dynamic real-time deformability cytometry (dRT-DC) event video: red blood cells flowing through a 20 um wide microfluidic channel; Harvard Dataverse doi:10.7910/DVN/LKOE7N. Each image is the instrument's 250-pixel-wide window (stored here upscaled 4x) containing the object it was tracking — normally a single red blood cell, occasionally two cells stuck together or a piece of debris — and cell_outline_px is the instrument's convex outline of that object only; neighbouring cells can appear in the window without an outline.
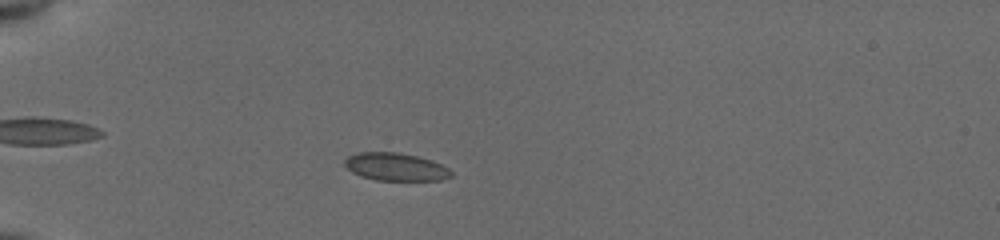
{"species": "common noctule bat (a hibernating species)", "species_latin": "Nyctalus noctula", "temperature_condition": "cold", "stored_images_in_passage": 48, "camera_frame_rate_fps": 3000, "um_per_image_px": 0.085, "animal": {"sex": "female", "body_mass_g": 19.5, "forearm_length_mm": 54.1}, "frame": {"image": 1, "passage_image": 11, "time_ms": 3.333, "image_size_px": [1000, 240], "cell_outline_px": [[452, 176], [440, 180], [376, 180], [360, 176], [352, 172], [344, 164], [344, 160], [348, 156], [360, 152], [396, 152], [416, 156], [432, 160], [448, 168], [452, 172]], "centroid_in_image_um": [33.62, 14.18], "position_along_channel_um": 51.4, "area_um2": 17.17}}
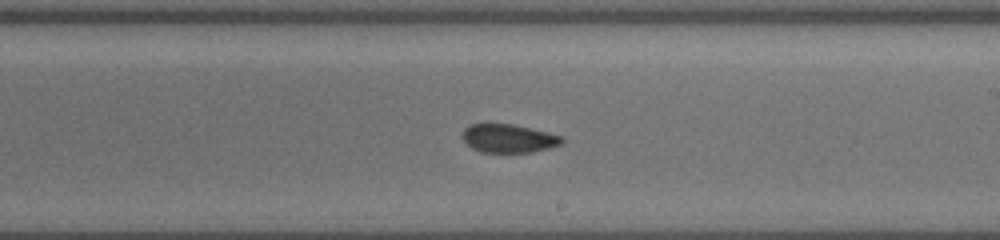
{"frame": {"image": 2, "passage_image": 28, "time_ms": 9.0, "image_size_px": [1000, 240], "cell_outline_px": [[564, 140], [560, 144], [548, 148], [532, 152], [480, 152], [472, 148], [464, 140], [464, 128], [468, 124], [512, 124], [548, 132], [564, 136]], "centroid_in_image_um": [43.25, 11.76], "position_along_channel_um": 245.8, "area_um2": 16.36}}
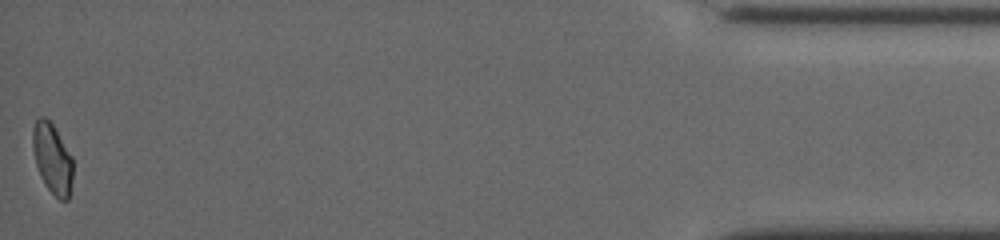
{"frame": {"image": 3, "passage_image": 48, "time_ms": 15.667, "image_size_px": [1000, 240], "cell_outline_px": [[72, 180], [68, 200], [60, 200], [48, 188], [36, 164], [32, 148], [32, 128], [36, 120], [40, 116], [44, 116], [52, 124], [72, 156]], "centroid_in_image_um": [4.44, 13.44], "position_along_channel_um": 430.8, "area_um2": 16.13}, "authors_computed_cell_mechanics": {"area_um2": 17.1088, "velocity_mm_per_s": 3.9307, "shape_relaxation_time_tau1_ms": 5.1325, "shape_relaxation_time_tau2_ms": 1.5033, "deformation_change_tau1": 0.1014, "deformation_change_tau2": 0.0531}}